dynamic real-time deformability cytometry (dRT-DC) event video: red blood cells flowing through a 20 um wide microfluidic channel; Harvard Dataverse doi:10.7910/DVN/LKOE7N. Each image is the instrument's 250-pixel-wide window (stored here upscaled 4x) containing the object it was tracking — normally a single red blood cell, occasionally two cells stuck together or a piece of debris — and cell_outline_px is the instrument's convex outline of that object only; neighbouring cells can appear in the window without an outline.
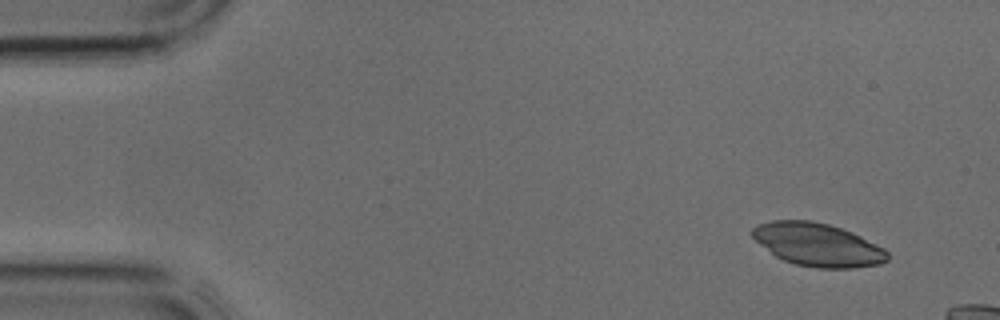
{"species": "common noctule bat (a hibernating species)", "species_latin": "Nyctalus noctula", "temperature_condition": "cold", "stored_images_in_passage": 7, "camera_frame_rate_fps": 3000, "um_per_image_px": 0.085, "animal": {"sex": "male", "body_mass_g": 17.9, "forearm_length_mm": 54.2}, "frame": {"image": 1, "passage_image": 1, "time_ms": 0.0, "image_size_px": [1000, 320], "cell_outline_px": [[888, 260], [880, 264], [852, 268], [816, 268], [796, 264], [784, 260], [776, 256], [760, 244], [752, 236], [752, 228], [756, 224], [772, 220], [812, 220], [828, 224], [852, 232], [884, 248], [888, 252]], "centroid_in_image_um": [69.5, 20.79], "position_along_channel_um": 15.5, "area_um2": 33.81}}